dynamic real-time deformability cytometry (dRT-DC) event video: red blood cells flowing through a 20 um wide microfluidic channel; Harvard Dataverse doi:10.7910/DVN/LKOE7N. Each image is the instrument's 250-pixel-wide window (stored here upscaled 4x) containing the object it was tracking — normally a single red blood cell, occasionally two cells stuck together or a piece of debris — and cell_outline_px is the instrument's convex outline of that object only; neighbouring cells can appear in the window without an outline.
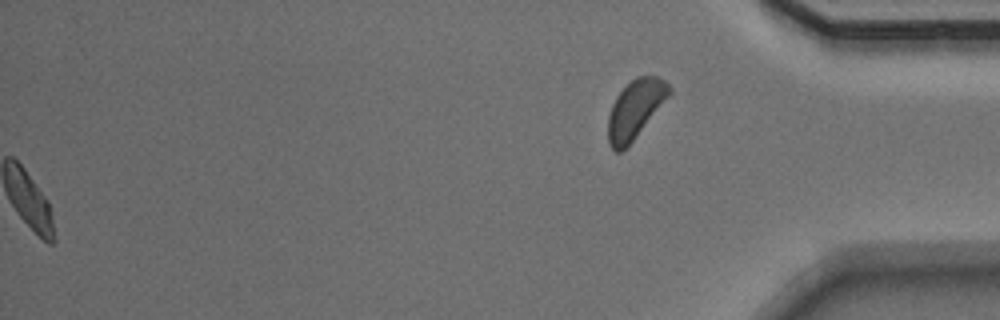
{"species": "Egyptian fruit bat (a non-hibernating species)", "species_latin": "Rousettus aegyptiacus", "temperature_condition": "warm", "stored_images_in_passage": 50, "segment_of_instrument_passage": [2, 2], "camera_frame_rate_fps": 3000, "um_per_image_px": 0.085, "animal": {"sex": "male"}, "frame": {"image": 1, "passage_image": 50, "time_ms": 16.333, "image_size_px": [1000, 320], "cell_outline_px": [[672, 92], [632, 140], [620, 152], [616, 152], [608, 144], [608, 116], [612, 104], [616, 96], [636, 76], [656, 76], [664, 80], [672, 88]], "centroid_in_image_um": [53.98, 9.26], "position_along_channel_um": 381.2, "area_um2": 20.29}}